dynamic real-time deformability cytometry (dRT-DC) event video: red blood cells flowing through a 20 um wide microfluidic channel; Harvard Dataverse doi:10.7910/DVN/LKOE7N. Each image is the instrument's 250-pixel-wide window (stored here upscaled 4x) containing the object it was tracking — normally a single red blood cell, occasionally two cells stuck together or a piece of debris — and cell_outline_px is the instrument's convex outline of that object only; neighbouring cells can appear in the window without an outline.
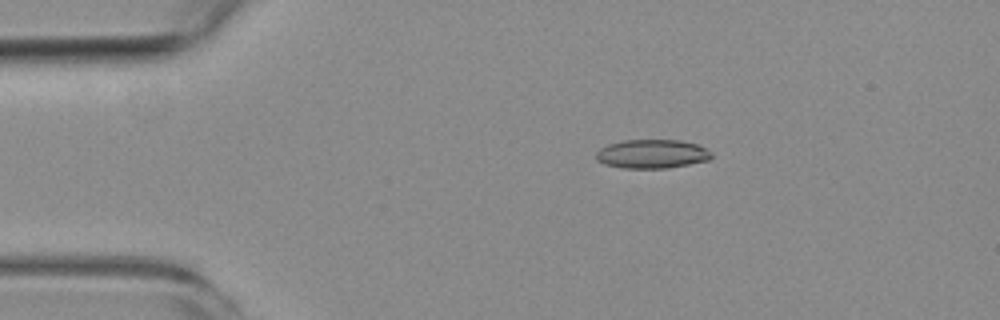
{"species": "common noctule bat (a hibernating species)", "species_latin": "Nyctalus noctula", "temperature_condition": "room temperature", "stored_images_in_passage": 9, "camera_frame_rate_fps": 3000, "um_per_image_px": 0.085, "animal": {"sex": "female", "body_mass_g": 19.3, "forearm_length_mm": 54.1}, "frame": {"image": 1, "passage_image": 3, "time_ms": 2.333, "image_size_px": [1000, 320], "cell_outline_px": [[712, 156], [708, 160], [668, 168], [624, 168], [604, 164], [596, 160], [596, 152], [600, 148], [608, 144], [624, 140], [680, 140], [696, 144], [712, 152]], "centroid_in_image_um": [55.39, 13.08], "position_along_channel_um": 29.6, "area_um2": 19.36}}
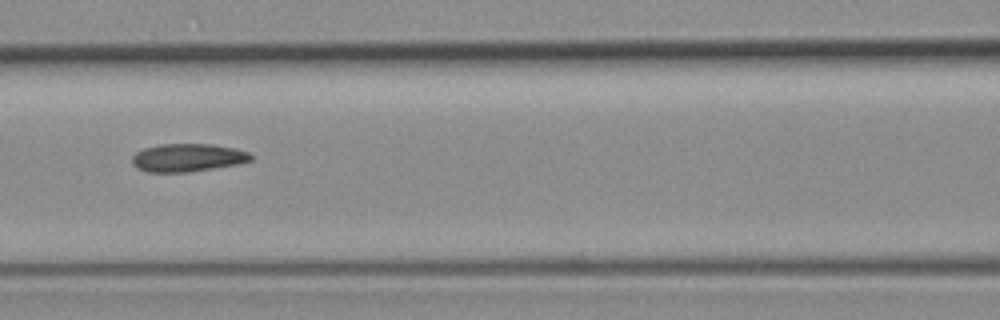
{"frame": {"image": 2, "passage_image": 7, "time_ms": 7.0, "image_size_px": [1000, 320], "cell_outline_px": [[252, 160], [236, 164], [188, 172], [148, 172], [136, 168], [132, 164], [132, 156], [136, 152], [144, 148], [160, 144], [212, 144], [236, 148], [248, 152], [252, 156]], "centroid_in_image_um": [15.92, 13.39], "position_along_channel_um": 150.7, "area_um2": 19.36}}
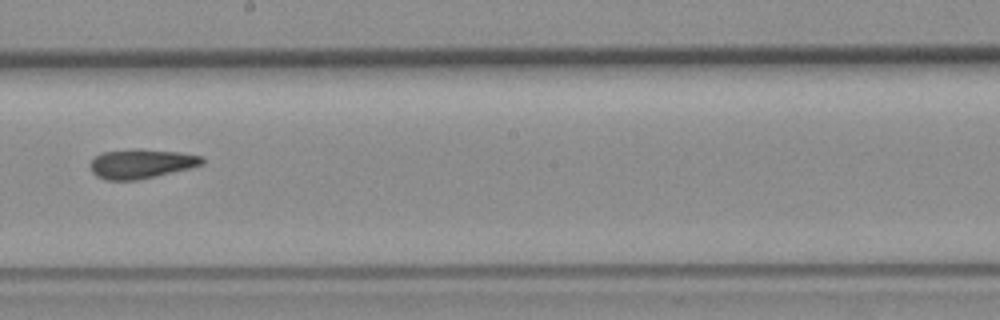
{"frame": {"image": 3, "passage_image": 9, "time_ms": 9.333, "image_size_px": [1000, 320], "cell_outline_px": [[204, 164], [140, 180], [104, 180], [96, 176], [92, 172], [92, 160], [100, 152], [136, 148], [140, 148], [180, 152], [204, 156]], "centroid_in_image_um": [12.02, 13.9], "position_along_channel_um": 236.2, "area_um2": 19.31}}